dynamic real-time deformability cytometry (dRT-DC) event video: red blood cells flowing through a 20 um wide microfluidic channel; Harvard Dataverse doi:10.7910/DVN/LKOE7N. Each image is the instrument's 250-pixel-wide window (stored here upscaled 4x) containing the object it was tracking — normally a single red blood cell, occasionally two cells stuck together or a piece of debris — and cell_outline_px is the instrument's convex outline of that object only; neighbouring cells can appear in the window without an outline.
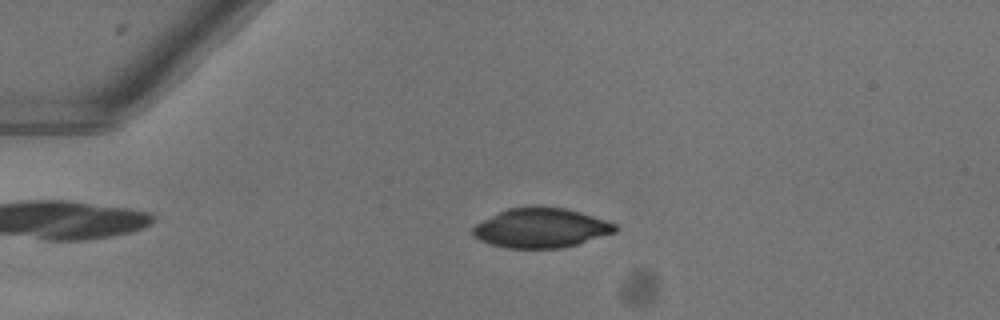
{"species": "common noctule bat (a hibernating species)", "species_latin": "Nyctalus noctula", "temperature_condition": "warm", "stored_images_in_passage": 51, "camera_frame_rate_fps": 3000, "um_per_image_px": 0.085, "animal": {"sex": "female"}, "frame": {"image": 1, "passage_image": 12, "time_ms": 3.667, "image_size_px": [1000, 320], "cell_outline_px": [[616, 232], [576, 244], [560, 248], [504, 248], [480, 240], [472, 236], [472, 228], [476, 224], [508, 208], [536, 204], [564, 208], [580, 212], [616, 224]], "centroid_in_image_um": [45.95, 19.36], "position_along_channel_um": 39.0, "area_um2": 32.83}}
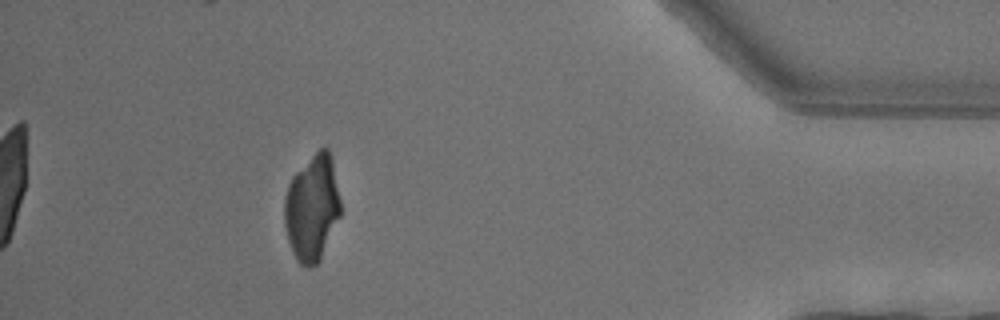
{"frame": {"image": 2, "passage_image": 46, "time_ms": 15.0, "image_size_px": [1000, 320], "cell_outline_px": [[340, 216], [320, 260], [316, 264], [304, 268], [296, 260], [292, 252], [288, 240], [284, 224], [284, 196], [288, 184], [292, 176], [320, 148], [328, 148], [332, 156], [340, 200]], "centroid_in_image_um": [26.51, 17.68], "position_along_channel_um": 408.7, "area_um2": 34.8}}